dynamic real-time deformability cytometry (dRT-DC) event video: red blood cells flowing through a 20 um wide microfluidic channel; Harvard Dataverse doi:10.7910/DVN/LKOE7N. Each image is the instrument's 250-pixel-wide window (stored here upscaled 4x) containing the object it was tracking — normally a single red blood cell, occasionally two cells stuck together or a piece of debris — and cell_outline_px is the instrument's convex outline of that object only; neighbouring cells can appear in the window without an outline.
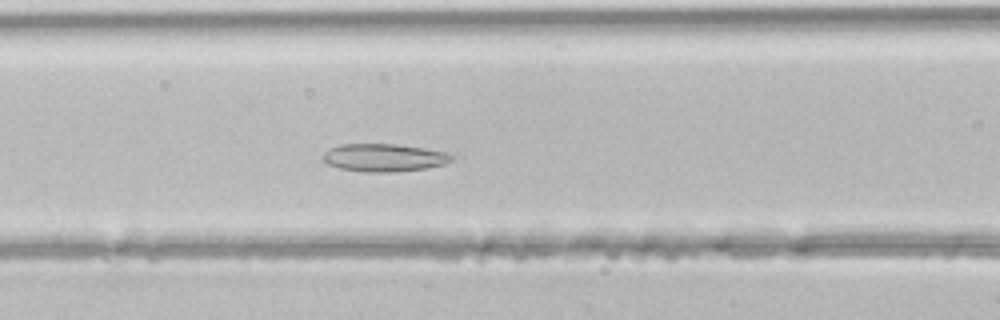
{"species": "common noctule bat (a hibernating species)", "species_latin": "Nyctalus noctula", "temperature_condition": "room temperature", "stored_images_in_passage": 42, "segment_of_instrument_passage": [1, 2], "camera_frame_rate_fps": 3000, "um_per_image_px": 0.085, "animal": {"sex": "male", "body_mass_g": 21.5, "forearm_length_mm": 52.0}, "frame": {"image": 1, "passage_image": 15, "time_ms": 4.667, "image_size_px": [1000, 320], "cell_outline_px": [[452, 160], [444, 164], [428, 168], [392, 172], [368, 172], [340, 168], [328, 164], [324, 160], [324, 152], [340, 144], [396, 144], [424, 148], [444, 152], [452, 156]], "centroid_in_image_um": [32.65, 13.4], "position_along_channel_um": 134.0, "area_um2": 20.58}}
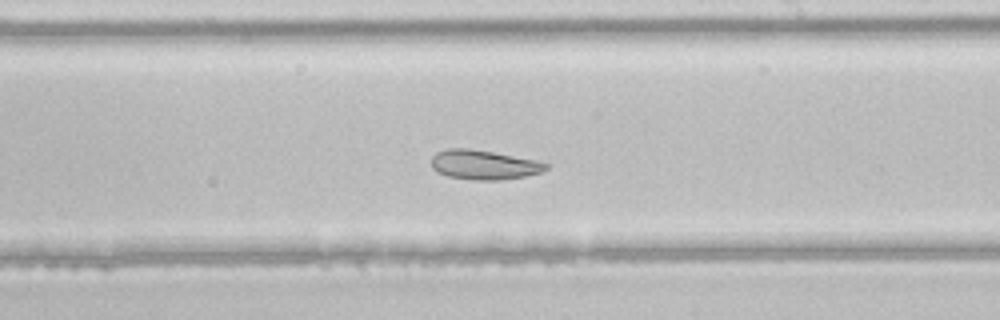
{"frame": {"image": 2, "passage_image": 23, "time_ms": 7.333, "image_size_px": [1000, 320], "cell_outline_px": [[548, 168], [540, 172], [524, 176], [500, 180], [476, 180], [448, 176], [432, 168], [432, 156], [436, 152], [448, 148], [468, 148], [492, 152], [536, 160], [548, 164]], "centroid_in_image_um": [41.11, 14.0], "position_along_channel_um": 247.9, "area_um2": 19.42}}
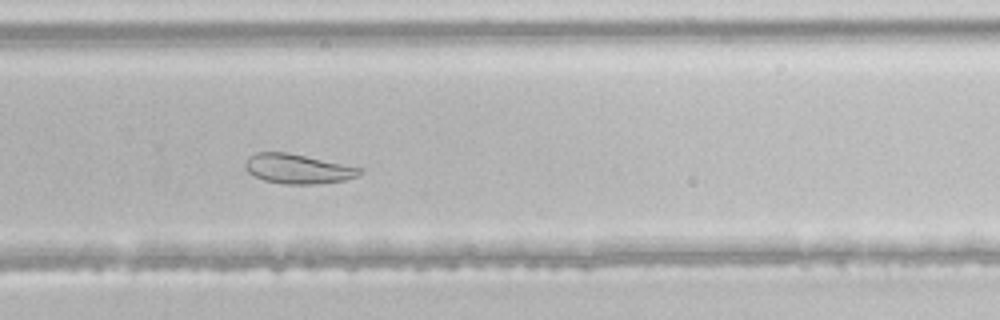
{"frame": {"image": 3, "passage_image": 27, "time_ms": 8.667, "image_size_px": [1000, 320], "cell_outline_px": [[364, 172], [360, 176], [344, 180], [320, 184], [284, 184], [264, 180], [248, 172], [244, 168], [244, 164], [248, 156], [256, 152], [288, 152], [364, 168]], "centroid_in_image_um": [25.35, 14.35], "position_along_channel_um": 304.5, "area_um2": 20.06}}